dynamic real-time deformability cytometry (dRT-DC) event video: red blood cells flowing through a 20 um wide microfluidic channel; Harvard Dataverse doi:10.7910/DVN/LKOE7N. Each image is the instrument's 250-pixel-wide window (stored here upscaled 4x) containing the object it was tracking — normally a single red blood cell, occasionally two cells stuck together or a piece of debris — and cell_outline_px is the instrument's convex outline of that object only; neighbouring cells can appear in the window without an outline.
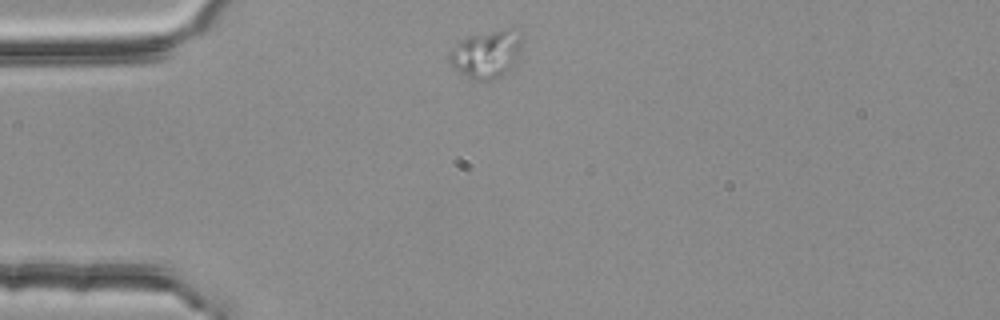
{"species": "common noctule bat (a hibernating species)", "species_latin": "Nyctalus noctula", "temperature_condition": "room temperature", "stored_images_in_passage": 2, "camera_frame_rate_fps": 3000, "um_per_image_px": 0.085, "animal": {"sex": "female", "body_mass_g": 25.1}, "frame": {"image": 1, "passage_image": 1, "time_ms": 0.0, "image_size_px": [1000, 320], "cell_outline_px": [[520, 52], [508, 68], [496, 80], [472, 80], [464, 76], [452, 68], [448, 60], [448, 52], [460, 40], [468, 36], [504, 28], [512, 28], [520, 36]], "centroid_in_image_um": [41.26, 4.6], "position_along_channel_um": 43.7, "area_um2": 20.11}}
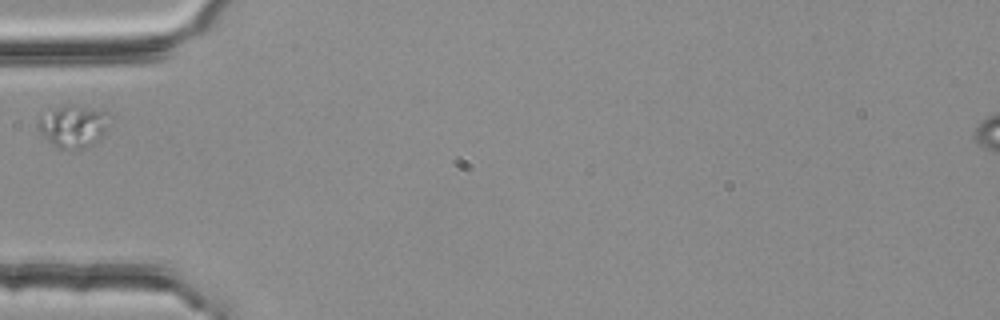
{"frame": {"image": 2, "passage_image": 2, "time_ms": 0.333, "image_size_px": [1000, 320], "cell_outline_px": [[104, 128], [100, 136], [96, 140], [84, 148], [56, 148], [36, 128], [36, 120], [56, 108], [68, 104], [72, 104], [104, 112]], "centroid_in_image_um": [6.09, 10.74], "position_along_channel_um": 78.9, "area_um2": 16.53}}